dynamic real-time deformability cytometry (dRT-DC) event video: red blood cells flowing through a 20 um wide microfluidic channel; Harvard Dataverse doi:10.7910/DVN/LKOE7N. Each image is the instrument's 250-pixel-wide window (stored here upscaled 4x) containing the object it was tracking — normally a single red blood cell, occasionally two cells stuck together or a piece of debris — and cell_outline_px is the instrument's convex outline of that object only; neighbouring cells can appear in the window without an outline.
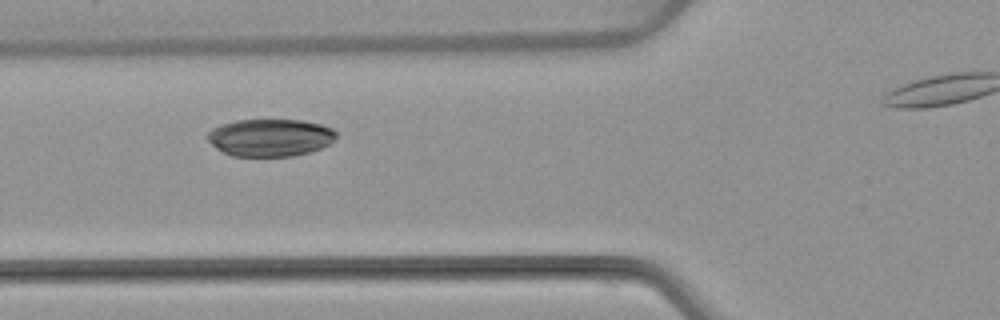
{"species": "common noctule bat (a hibernating species)", "species_latin": "Nyctalus noctula", "temperature_condition": "warm", "stored_images_in_passage": 5, "camera_frame_rate_fps": 3000, "um_per_image_px": 0.085, "animal": {"sex": "female", "body_mass_g": 22.7, "forearm_length_mm": 54.2}, "frame": {"image": 1, "passage_image": 4, "time_ms": 3.667, "image_size_px": [1000, 320], "cell_outline_px": [[336, 136], [328, 144], [320, 148], [308, 152], [292, 156], [232, 156], [216, 148], [204, 136], [212, 128], [220, 124], [236, 120], [304, 120], [320, 124], [332, 128], [336, 132]], "centroid_in_image_um": [22.92, 11.68], "position_along_channel_um": 102.9, "area_um2": 28.09}}
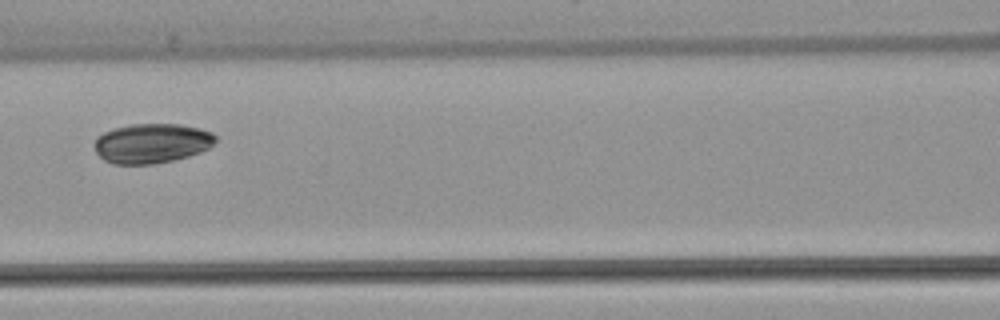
{"frame": {"image": 2, "passage_image": 5, "time_ms": 5.0, "image_size_px": [1000, 320], "cell_outline_px": [[216, 140], [208, 148], [200, 152], [188, 156], [172, 160], [152, 164], [112, 164], [104, 160], [96, 152], [96, 136], [112, 128], [132, 124], [180, 124], [200, 128], [212, 132], [216, 136]], "centroid_in_image_um": [12.9, 12.17], "position_along_channel_um": 153.7, "area_um2": 27.98}}